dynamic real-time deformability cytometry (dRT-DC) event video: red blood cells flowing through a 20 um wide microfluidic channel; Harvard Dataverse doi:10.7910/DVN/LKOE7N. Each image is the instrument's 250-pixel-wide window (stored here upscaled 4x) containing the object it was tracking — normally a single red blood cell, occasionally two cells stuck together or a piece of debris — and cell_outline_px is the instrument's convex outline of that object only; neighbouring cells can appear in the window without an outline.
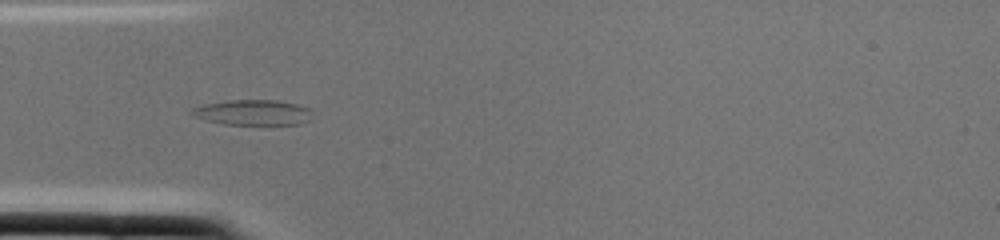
{"species": "common noctule bat (a hibernating species)", "species_latin": "Nyctalus noctula", "temperature_condition": "cold", "stored_images_in_passage": 2, "camera_frame_rate_fps": 3000, "um_per_image_px": 0.085, "animal": {"sex": "female", "body_mass_g": 22.0, "forearm_length_mm": 56.7}, "frame": {"image": 1, "passage_image": 2, "time_ms": 0.333, "image_size_px": [1000, 240], "cell_outline_px": [[312, 112], [308, 120], [300, 124], [220, 124], [204, 120], [192, 116], [188, 112], [192, 108], [204, 104], [228, 100], [276, 100], [296, 104], [308, 108]], "centroid_in_image_um": [21.42, 9.56], "position_along_channel_um": 63.6, "area_um2": 17.86}}